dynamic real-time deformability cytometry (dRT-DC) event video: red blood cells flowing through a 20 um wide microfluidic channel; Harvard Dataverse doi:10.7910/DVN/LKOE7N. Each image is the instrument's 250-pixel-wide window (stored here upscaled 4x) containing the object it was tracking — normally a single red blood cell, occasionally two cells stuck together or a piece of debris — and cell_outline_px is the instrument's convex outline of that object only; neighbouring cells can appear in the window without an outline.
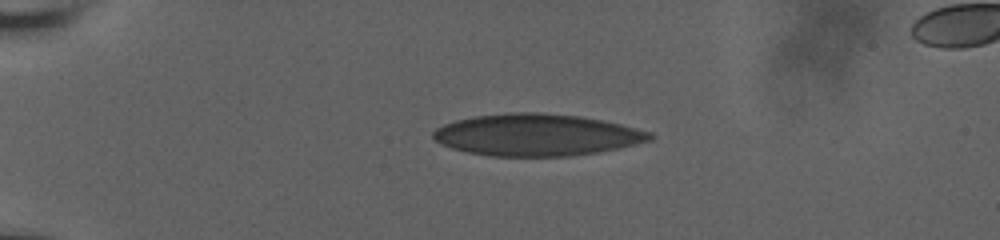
{"species": "human", "species_latin": "Homo sapiens", "temperature_condition": "room temperature", "stored_images_in_passage": 52, "camera_frame_rate_fps": 3000, "um_per_image_px": 0.085, "donor": {"sex": "male"}, "frame": {"image": 1, "passage_image": 1, "time_ms": 0.0, "image_size_px": [1000, 240], "cell_outline_px": [[656, 136], [652, 140], [616, 148], [596, 152], [568, 156], [488, 156], [468, 152], [452, 148], [440, 144], [432, 136], [432, 132], [436, 128], [444, 124], [456, 120], [476, 116], [508, 112], [540, 112], [580, 116], [620, 124], [652, 132]], "centroid_in_image_um": [45.6, 11.46], "position_along_channel_um": 39.4, "area_um2": 52.77}}
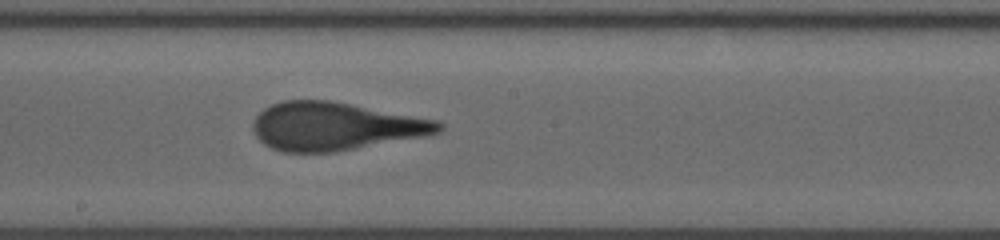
{"frame": {"image": 2, "passage_image": 27, "time_ms": 6.333, "image_size_px": [1000, 240], "cell_outline_px": [[444, 128], [440, 132], [424, 136], [356, 148], [332, 152], [284, 152], [272, 148], [264, 144], [256, 136], [252, 128], [252, 124], [256, 116], [264, 108], [272, 104], [284, 100], [328, 100], [436, 120], [444, 124]], "centroid_in_image_um": [28.45, 10.74], "position_along_channel_um": 219.8, "area_um2": 51.5}}
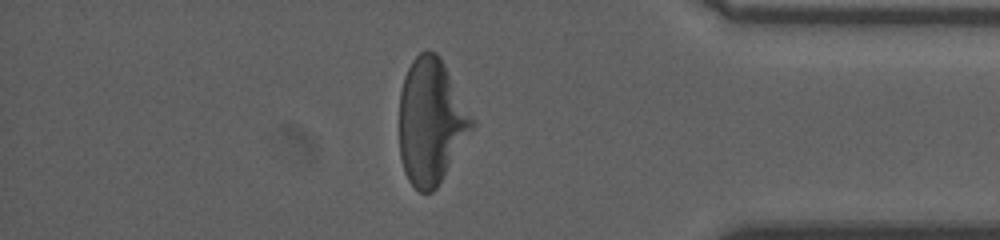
{"frame": {"image": 3, "passage_image": 44, "time_ms": 11.667, "image_size_px": [1000, 240], "cell_outline_px": [[476, 124], [436, 188], [432, 192], [420, 192], [408, 180], [404, 172], [400, 156], [400, 92], [404, 76], [412, 60], [420, 52], [428, 48], [436, 52], [440, 56], [476, 120]], "centroid_in_image_um": [36.65, 10.29], "position_along_channel_um": 398.5, "area_um2": 53.35}}